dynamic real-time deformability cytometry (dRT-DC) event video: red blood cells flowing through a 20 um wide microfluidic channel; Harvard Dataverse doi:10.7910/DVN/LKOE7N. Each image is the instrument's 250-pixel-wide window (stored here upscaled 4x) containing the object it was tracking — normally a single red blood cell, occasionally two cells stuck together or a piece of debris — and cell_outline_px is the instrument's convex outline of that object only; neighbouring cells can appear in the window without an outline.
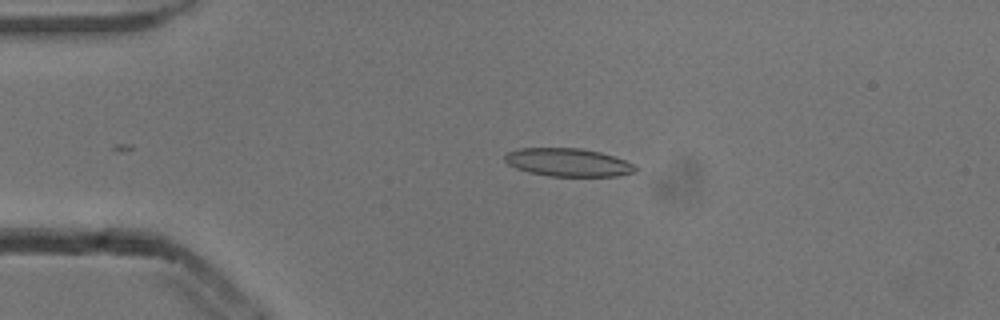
{"species": "common noctule bat (a hibernating species)", "species_latin": "Nyctalus noctula", "temperature_condition": "cold", "stored_images_in_passage": 5, "camera_frame_rate_fps": 3000, "um_per_image_px": 0.085, "animal": {"sex": "male", "body_mass_g": 13.3}, "frame": {"image": 1, "passage_image": 4, "time_ms": 1.0, "image_size_px": [1000, 320], "cell_outline_px": [[636, 172], [616, 176], [548, 176], [528, 172], [516, 168], [508, 164], [504, 160], [504, 156], [508, 152], [520, 148], [580, 148], [600, 152], [624, 160], [632, 164], [636, 168]], "centroid_in_image_um": [48.25, 13.8], "position_along_channel_um": 36.7, "area_um2": 21.27}}